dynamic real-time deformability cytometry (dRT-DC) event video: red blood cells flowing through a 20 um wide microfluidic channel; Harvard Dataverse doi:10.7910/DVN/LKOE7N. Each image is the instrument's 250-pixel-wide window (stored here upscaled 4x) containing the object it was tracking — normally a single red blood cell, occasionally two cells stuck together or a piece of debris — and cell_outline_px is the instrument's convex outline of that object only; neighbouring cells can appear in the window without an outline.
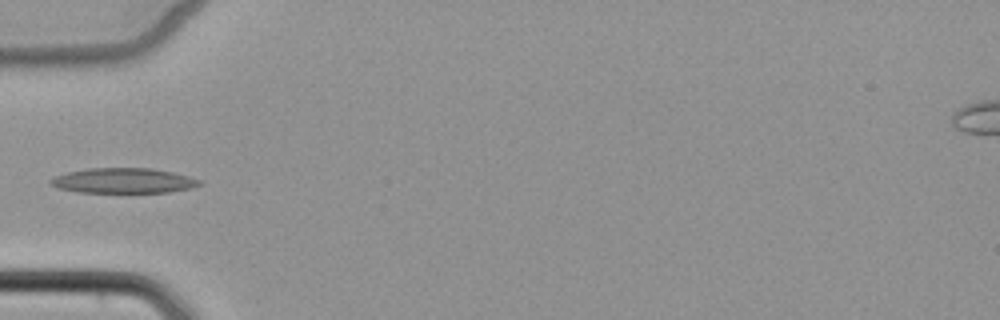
{"species": "common noctule bat (a hibernating species)", "species_latin": "Nyctalus noctula", "temperature_condition": "cold", "stored_images_in_passage": 5, "camera_frame_rate_fps": 3000, "um_per_image_px": 0.085, "animal": {"sex": "female", "body_mass_g": 22.7, "forearm_length_mm": 54.2}, "frame": {"image": 1, "passage_image": 5, "time_ms": 5.667, "image_size_px": [1000, 320], "cell_outline_px": [[200, 184], [192, 188], [168, 192], [76, 192], [56, 188], [48, 184], [48, 180], [52, 176], [68, 172], [88, 168], [152, 168], [172, 172], [188, 176], [200, 180]], "centroid_in_image_um": [10.4, 15.35], "position_along_channel_um": 74.6, "area_um2": 21.91}}